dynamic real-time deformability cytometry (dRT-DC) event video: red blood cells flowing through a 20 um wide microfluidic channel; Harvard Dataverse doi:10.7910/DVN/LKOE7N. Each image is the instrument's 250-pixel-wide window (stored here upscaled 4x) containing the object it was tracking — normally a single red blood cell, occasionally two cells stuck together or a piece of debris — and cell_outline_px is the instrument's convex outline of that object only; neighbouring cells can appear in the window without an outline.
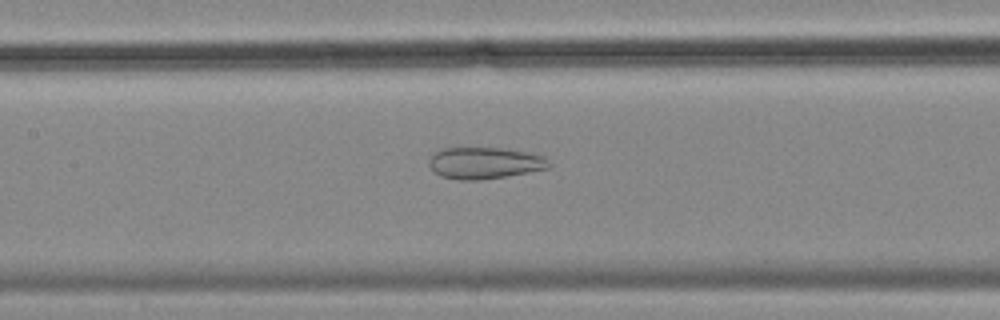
{"species": "common noctule bat (a hibernating species)", "species_latin": "Nyctalus noctula", "temperature_condition": "cold", "stored_images_in_passage": 56, "camera_frame_rate_fps": 3000, "um_per_image_px": 0.085, "animal": {"sex": "female", "body_mass_g": 18.4}, "frame": {"image": 1, "passage_image": 25, "time_ms": 8.0, "image_size_px": [1000, 320], "cell_outline_px": [[552, 164], [548, 168], [528, 172], [480, 180], [460, 180], [440, 176], [428, 164], [428, 160], [440, 148], [500, 148], [528, 152], [544, 156]], "centroid_in_image_um": [41.2, 13.85], "position_along_channel_um": 166.2, "area_um2": 21.96}}
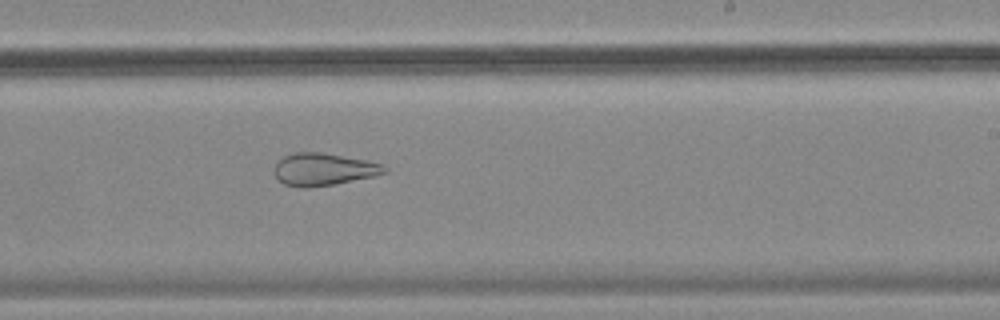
{"frame": {"image": 2, "passage_image": 33, "time_ms": 10.667, "image_size_px": [1000, 320], "cell_outline_px": [[388, 172], [376, 176], [332, 184], [308, 188], [304, 188], [284, 184], [276, 180], [272, 172], [276, 160], [292, 152], [320, 152], [364, 160], [384, 164], [388, 168]], "centroid_in_image_um": [27.45, 14.39], "position_along_channel_um": 261.6, "area_um2": 21.1}}
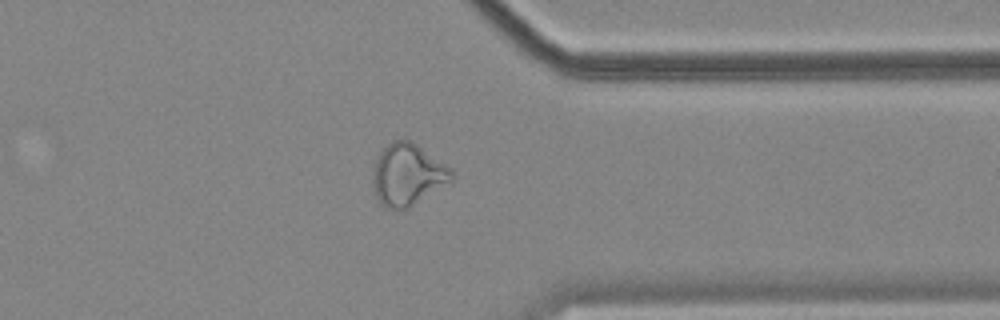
{"frame": {"image": 3, "passage_image": 43, "time_ms": 14.0, "image_size_px": [1000, 320], "cell_outline_px": [[456, 176], [452, 180], [408, 208], [384, 208], [380, 204], [376, 196], [372, 180], [372, 168], [376, 156], [392, 140], [412, 140], [448, 164], [452, 168]], "centroid_in_image_um": [34.65, 14.81], "position_along_channel_um": 376.7, "area_um2": 28.73}, "authors_computed_cell_mechanics": {"area_um2": 29.5069, "velocity_mm_per_s": 3.5982, "shape_relaxation_time_tau1_ms": null, "shape_relaxation_time_tau2_ms": 1.931, "deformation_change_tau1": null, "deformation_change_tau2": 0.0981}}